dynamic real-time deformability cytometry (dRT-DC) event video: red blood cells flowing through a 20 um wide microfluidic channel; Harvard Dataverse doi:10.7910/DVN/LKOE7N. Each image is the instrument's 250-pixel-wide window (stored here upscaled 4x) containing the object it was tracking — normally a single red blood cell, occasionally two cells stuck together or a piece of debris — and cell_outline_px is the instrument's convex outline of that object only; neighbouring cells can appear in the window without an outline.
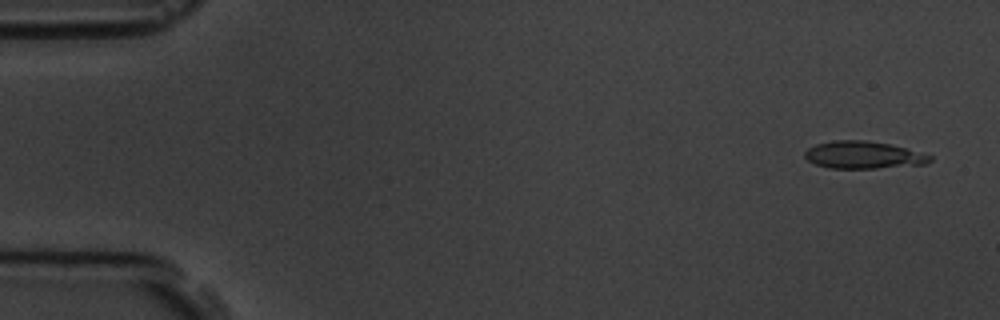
{"species": "common noctule bat (a hibernating species)", "species_latin": "Nyctalus noctula", "temperature_condition": "room temperature", "stored_images_in_passage": 5, "camera_frame_rate_fps": 3000, "um_per_image_px": 0.085, "animal": {"sex": "male", "body_mass_g": 19.5, "forearm_length_mm": 54.6}, "frame": {"image": 1, "passage_image": 1, "time_ms": 0.0, "image_size_px": [1000, 320], "cell_outline_px": [[932, 160], [924, 164], [876, 168], [828, 168], [816, 164], [808, 160], [804, 156], [804, 152], [808, 148], [816, 144], [832, 140], [864, 140], [888, 144], [904, 148], [932, 156]], "centroid_in_image_um": [73.33, 13.17], "position_along_channel_um": 11.7, "area_um2": 19.71}}